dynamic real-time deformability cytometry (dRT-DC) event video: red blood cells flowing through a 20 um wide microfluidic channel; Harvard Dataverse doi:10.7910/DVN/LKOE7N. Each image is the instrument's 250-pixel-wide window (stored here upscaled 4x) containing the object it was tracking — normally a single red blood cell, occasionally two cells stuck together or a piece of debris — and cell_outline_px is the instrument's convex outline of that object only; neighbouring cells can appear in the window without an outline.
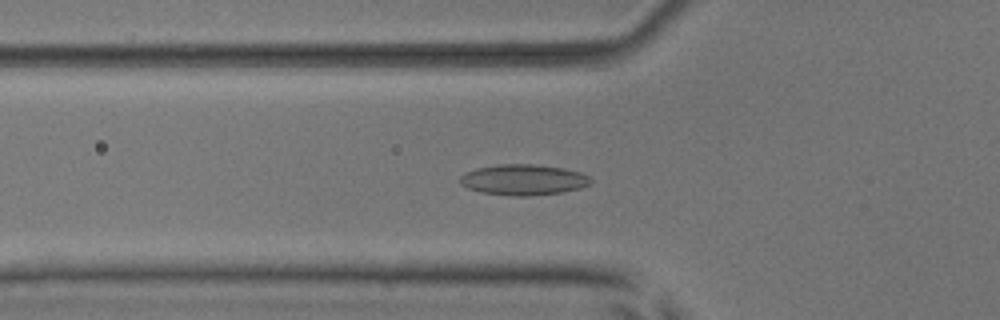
{"species": "common noctule bat (a hibernating species)", "species_latin": "Nyctalus noctula", "temperature_condition": "room temperature", "stored_images_in_passage": 30, "camera_frame_rate_fps": 3000, "um_per_image_px": 0.085, "animal": {"sex": "male", "body_mass_g": 17.9, "forearm_length_mm": 54.2}, "frame": {"image": 1, "passage_image": 19, "time_ms": 6.0, "image_size_px": [1000, 320], "cell_outline_px": [[592, 184], [580, 188], [560, 192], [532, 196], [512, 196], [480, 192], [468, 188], [460, 184], [460, 176], [464, 172], [476, 168], [500, 164], [532, 164], [564, 168], [580, 172], [588, 176], [592, 180]], "centroid_in_image_um": [44.48, 15.28], "position_along_channel_um": 81.3, "area_um2": 23.52}}
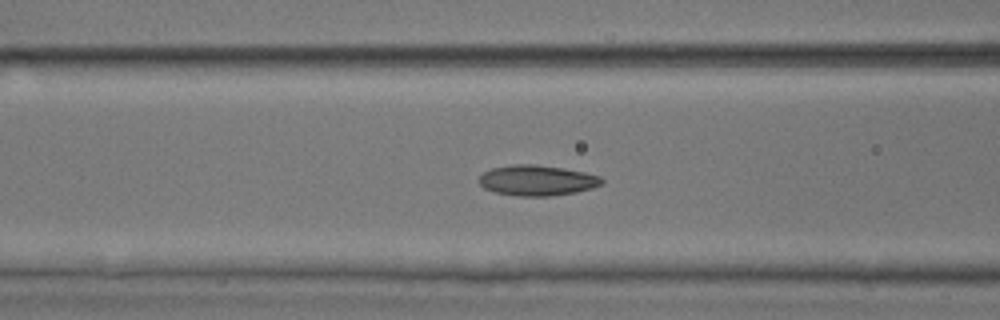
{"frame": {"image": 2, "passage_image": 22, "time_ms": 7.0, "image_size_px": [1000, 320], "cell_outline_px": [[604, 184], [592, 188], [576, 192], [552, 196], [516, 196], [496, 192], [484, 188], [480, 184], [480, 176], [484, 172], [492, 168], [512, 164], [536, 164], [564, 168], [584, 172], [600, 176], [604, 180]], "centroid_in_image_um": [45.68, 15.33], "position_along_channel_um": 120.9, "area_um2": 21.91}}
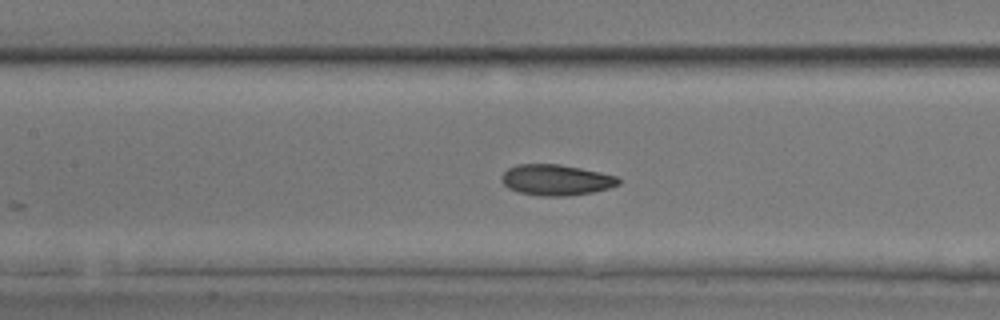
{"frame": {"image": 3, "passage_image": 25, "time_ms": 8.0, "image_size_px": [1000, 320], "cell_outline_px": [[620, 184], [608, 188], [592, 192], [568, 196], [540, 196], [520, 192], [508, 188], [500, 180], [500, 176], [508, 168], [516, 164], [560, 164], [600, 172], [616, 176], [620, 180]], "centroid_in_image_um": [47.24, 15.29], "position_along_channel_um": 160.2, "area_um2": 21.04}}